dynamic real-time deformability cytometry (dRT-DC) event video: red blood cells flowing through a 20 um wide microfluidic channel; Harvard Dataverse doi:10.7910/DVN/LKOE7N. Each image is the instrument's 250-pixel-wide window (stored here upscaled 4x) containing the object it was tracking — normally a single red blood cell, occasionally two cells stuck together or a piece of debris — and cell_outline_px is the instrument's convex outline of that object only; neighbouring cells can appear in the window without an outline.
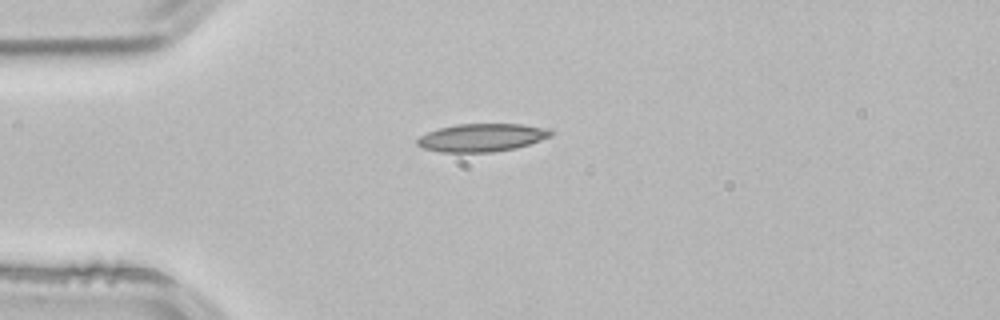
{"species": "common noctule bat (a hibernating species)", "species_latin": "Nyctalus noctula", "temperature_condition": "room temperature", "stored_images_in_passage": 1, "camera_frame_rate_fps": 3000, "um_per_image_px": 0.085, "animal": {"sex": "male", "body_mass_g": 21.5, "forearm_length_mm": 52.0}, "frame": {"image": 1, "passage_image": 1, "time_ms": 0.0, "image_size_px": [1000, 320], "cell_outline_px": [[552, 136], [516, 148], [492, 152], [440, 152], [424, 148], [416, 144], [416, 140], [420, 136], [428, 132], [440, 128], [456, 124], [520, 124], [552, 128]], "centroid_in_image_um": [40.97, 11.69], "position_along_channel_um": 44.0, "area_um2": 21.79}}